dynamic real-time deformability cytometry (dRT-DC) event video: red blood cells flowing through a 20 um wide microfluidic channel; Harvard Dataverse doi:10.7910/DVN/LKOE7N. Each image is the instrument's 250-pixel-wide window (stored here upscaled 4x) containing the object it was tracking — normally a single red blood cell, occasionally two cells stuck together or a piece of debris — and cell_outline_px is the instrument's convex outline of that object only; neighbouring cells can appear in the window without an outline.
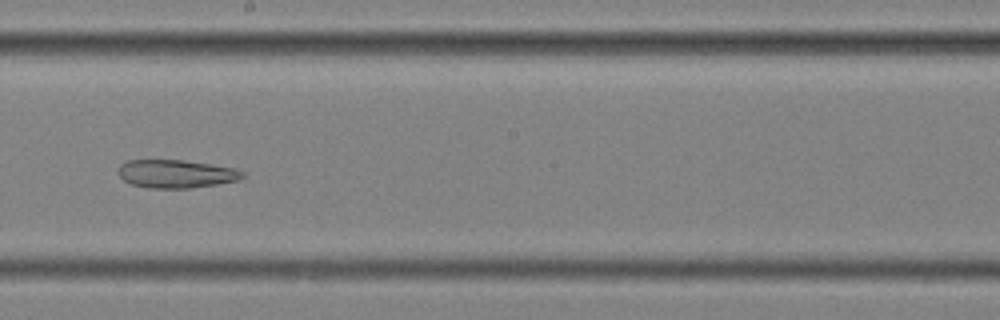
{"species": "common noctule bat (a hibernating species)", "species_latin": "Nyctalus noctula", "temperature_condition": "cold", "stored_images_in_passage": 44, "camera_frame_rate_fps": 3000, "um_per_image_px": 0.085, "animal": {"sex": "female", "body_mass_g": 25.1}, "frame": {"image": 1, "passage_image": 19, "time_ms": 6.0, "image_size_px": [1000, 320], "cell_outline_px": [[244, 176], [240, 180], [216, 184], [188, 188], [148, 188], [132, 184], [124, 180], [116, 172], [120, 164], [128, 160], [184, 160], [236, 168], [244, 172]], "centroid_in_image_um": [14.96, 14.77], "position_along_channel_um": 233.2, "area_um2": 20.46}}
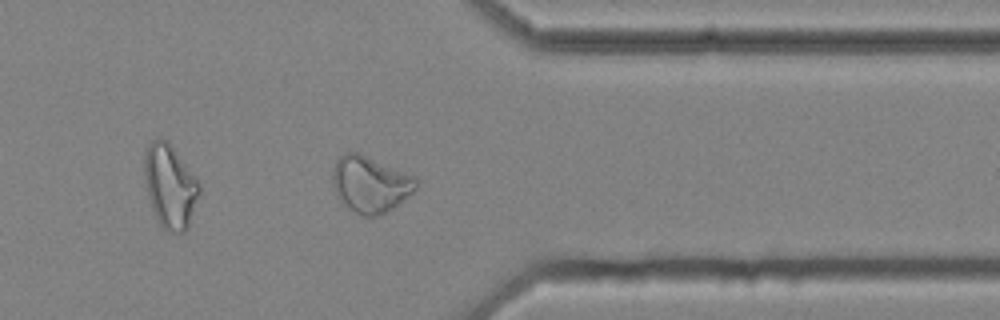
{"frame": {"image": 2, "passage_image": 32, "time_ms": 10.333, "image_size_px": [1000, 320], "cell_outline_px": [[416, 188], [408, 196], [388, 212], [376, 216], [360, 216], [348, 208], [340, 200], [332, 184], [332, 172], [336, 160], [344, 152], [360, 152], [416, 176]], "centroid_in_image_um": [31.46, 15.64], "position_along_channel_um": 379.9, "area_um2": 27.63}, "authors_computed_cell_mechanics": {"area_um2": 26.0389, "velocity_mm_per_s": 3.4954, "shape_relaxation_time_tau1_ms": null, "shape_relaxation_time_tau2_ms": 6.0885, "deformation_change_tau1": null, "deformation_change_tau2": 0.1516}}